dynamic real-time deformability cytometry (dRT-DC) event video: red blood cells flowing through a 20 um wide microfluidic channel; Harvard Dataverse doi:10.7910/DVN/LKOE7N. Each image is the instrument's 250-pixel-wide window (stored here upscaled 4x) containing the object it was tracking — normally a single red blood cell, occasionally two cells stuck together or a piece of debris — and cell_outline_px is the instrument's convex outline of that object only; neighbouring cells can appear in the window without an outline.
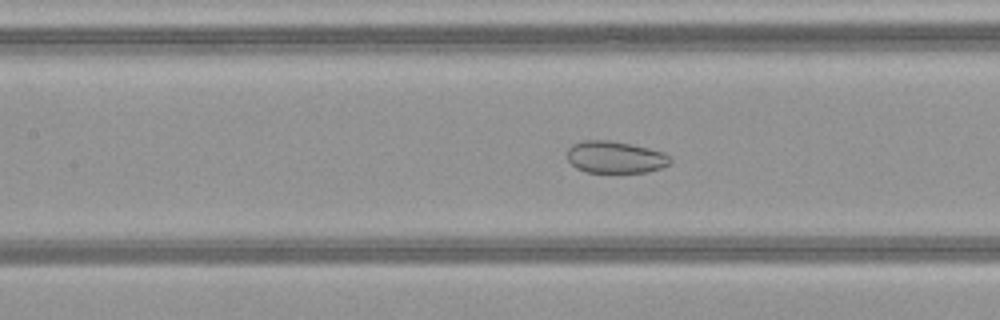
{"species": "common noctule bat (a hibernating species)", "species_latin": "Nyctalus noctula", "temperature_condition": "warm", "stored_images_in_passage": 51, "camera_frame_rate_fps": 3000, "um_per_image_px": 0.085, "animal": {"sex": "female", "body_mass_g": 21.9}, "frame": {"image": 1, "passage_image": 24, "time_ms": 7.667, "image_size_px": [1000, 320], "cell_outline_px": [[672, 164], [648, 172], [584, 172], [576, 168], [568, 160], [568, 148], [572, 144], [580, 140], [608, 140], [648, 148], [664, 152], [672, 160]], "centroid_in_image_um": [52.29, 13.36], "position_along_channel_um": 155.1, "area_um2": 19.25}}
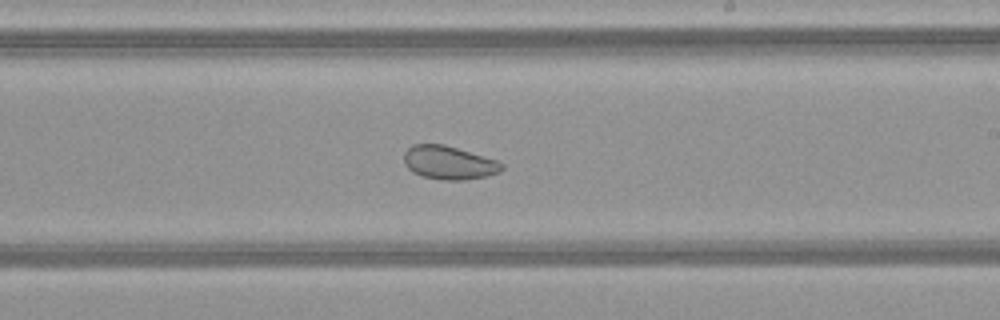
{"frame": {"image": 2, "passage_image": 31, "time_ms": 10.0, "image_size_px": [1000, 320], "cell_outline_px": [[504, 168], [500, 172], [488, 176], [464, 180], [444, 180], [424, 176], [412, 172], [404, 164], [404, 152], [412, 144], [444, 144], [496, 160], [504, 164]], "centroid_in_image_um": [38.16, 13.83], "position_along_channel_um": 250.8, "area_um2": 19.07}}
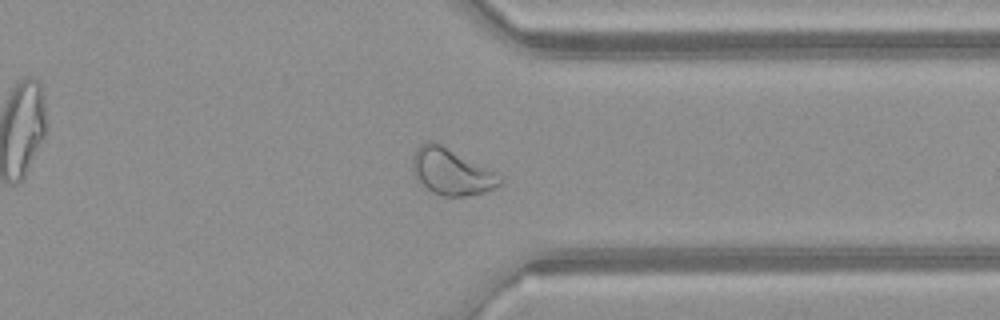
{"frame": {"image": 3, "passage_image": 40, "time_ms": 13.0, "image_size_px": [1000, 320], "cell_outline_px": [[504, 184], [496, 188], [484, 192], [468, 196], [444, 196], [432, 192], [420, 184], [412, 168], [412, 156], [416, 148], [420, 144], [428, 140], [432, 140], [504, 176]], "centroid_in_image_um": [38.4, 14.6], "position_along_channel_um": 373.0, "area_um2": 23.87}, "authors_computed_cell_mechanics": {"area_um2": 27.455, "velocity_mm_per_s": 4.1185, "shape_relaxation_time_tau1_ms": null, "shape_relaxation_time_tau2_ms": 6.565, "deformation_change_tau1": null, "deformation_change_tau2": 0.1023}}